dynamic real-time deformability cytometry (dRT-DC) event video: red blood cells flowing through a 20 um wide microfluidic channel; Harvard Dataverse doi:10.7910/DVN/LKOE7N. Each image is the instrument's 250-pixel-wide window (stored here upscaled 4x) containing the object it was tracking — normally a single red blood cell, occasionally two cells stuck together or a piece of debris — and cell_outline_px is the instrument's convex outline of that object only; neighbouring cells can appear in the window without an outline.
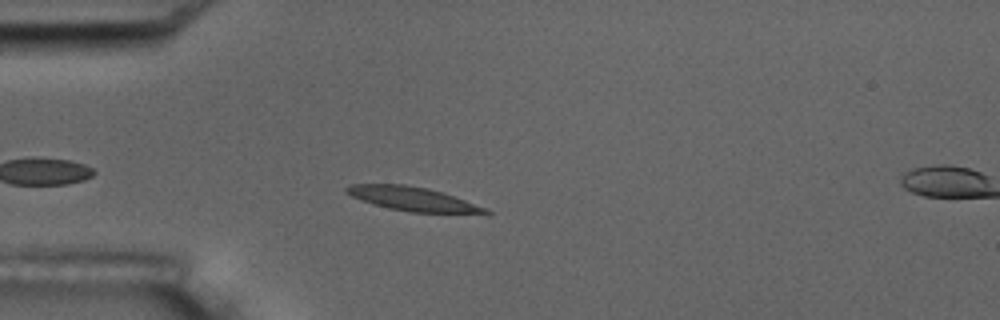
{"species": "common noctule bat (a hibernating species)", "species_latin": "Nyctalus noctula", "temperature_condition": "room temperature", "stored_images_in_passage": 4, "segment_of_instrument_passage": [1, 2], "camera_frame_rate_fps": 3000, "um_per_image_px": 0.085, "animal": {"sex": "male", "body_mass_g": 17.5, "forearm_length_mm": 52.3}, "frame": {"image": 1, "passage_image": 3, "time_ms": 3.0, "image_size_px": [1000, 320], "cell_outline_px": [[492, 212], [408, 212], [388, 208], [372, 204], [352, 196], [344, 192], [344, 188], [352, 184], [404, 184], [428, 188], [444, 192], [488, 208]], "centroid_in_image_um": [35.01, 16.88], "position_along_channel_um": 50.0, "area_um2": 19.19}}